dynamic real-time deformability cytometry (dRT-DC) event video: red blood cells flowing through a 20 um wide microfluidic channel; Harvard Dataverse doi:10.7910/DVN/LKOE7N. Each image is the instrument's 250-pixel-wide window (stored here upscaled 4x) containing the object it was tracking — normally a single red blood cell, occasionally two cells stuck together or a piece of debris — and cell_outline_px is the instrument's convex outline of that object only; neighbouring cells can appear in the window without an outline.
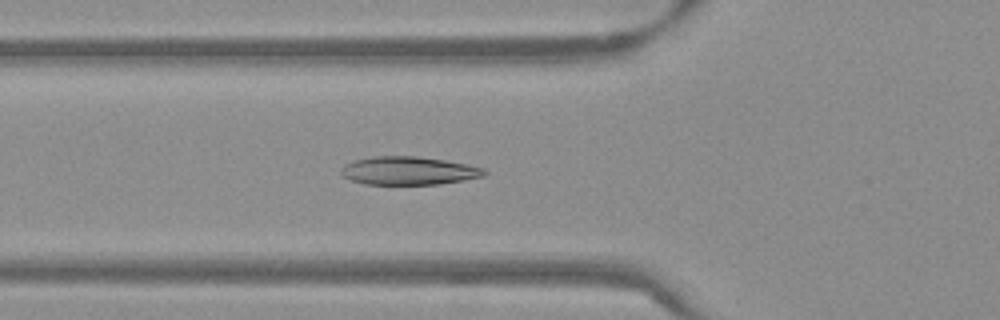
{"species": "Egyptian fruit bat (a non-hibernating species)", "species_latin": "Rousettus aegyptiacus", "temperature_condition": "warm", "stored_images_in_passage": 55, "camera_frame_rate_fps": 3000, "um_per_image_px": 0.085, "frame": {"image": 1, "passage_image": 20, "time_ms": 6.333, "image_size_px": [1000, 320], "cell_outline_px": [[488, 172], [484, 176], [464, 180], [440, 184], [364, 184], [348, 180], [340, 172], [340, 168], [344, 164], [356, 160], [372, 156], [416, 156], [444, 160], [484, 168]], "centroid_in_image_um": [34.7, 14.51], "position_along_channel_um": 91.1, "area_um2": 23.58}}
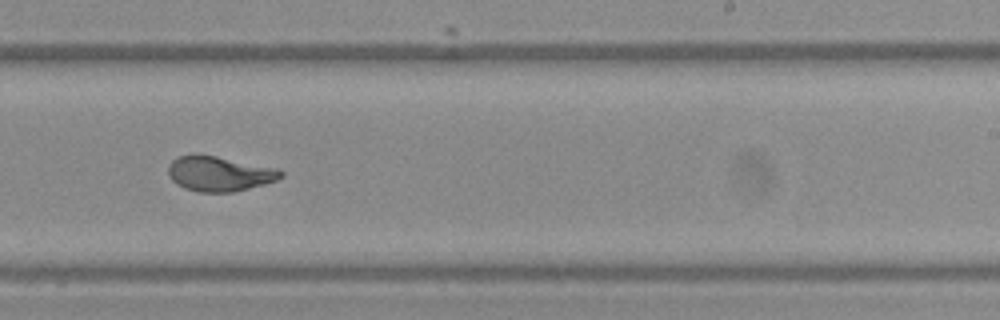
{"frame": {"image": 2, "passage_image": 34, "time_ms": 11.0, "image_size_px": [1000, 320], "cell_outline_px": [[284, 176], [276, 180], [264, 184], [232, 192], [200, 192], [184, 188], [176, 184], [168, 176], [168, 168], [172, 160], [176, 156], [192, 152], [196, 152], [276, 168], [284, 172]], "centroid_in_image_um": [18.59, 14.74], "position_along_channel_um": 270.4, "area_um2": 23.24}}
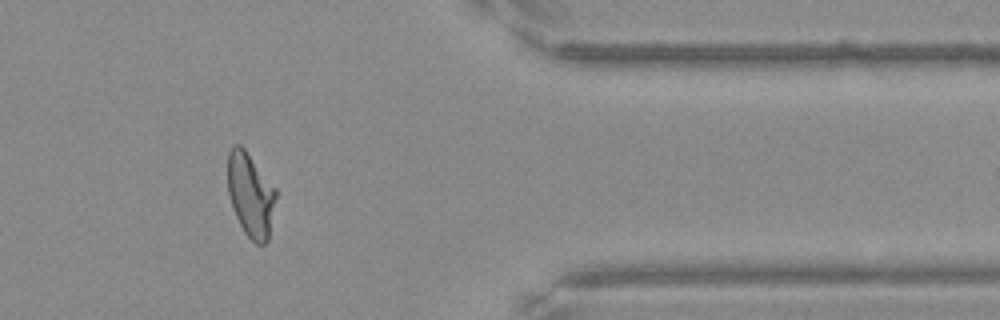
{"frame": {"image": 3, "passage_image": 45, "time_ms": 14.667, "image_size_px": [1000, 320], "cell_outline_px": [[276, 196], [268, 240], [264, 244], [256, 244], [244, 232], [232, 208], [228, 192], [228, 152], [232, 144], [240, 144], [244, 148], [276, 188]], "centroid_in_image_um": [21.29, 16.54], "position_along_channel_um": 390.1, "area_um2": 23.52}, "authors_computed_cell_mechanics": {"area_um2": 23.8714, "velocity_mm_per_s": 3.8356, "shape_relaxation_time_tau1_ms": 7.1031, "shape_relaxation_time_tau2_ms": null, "deformation_change_tau1": 0.2463, "deformation_change_tau2": null}}